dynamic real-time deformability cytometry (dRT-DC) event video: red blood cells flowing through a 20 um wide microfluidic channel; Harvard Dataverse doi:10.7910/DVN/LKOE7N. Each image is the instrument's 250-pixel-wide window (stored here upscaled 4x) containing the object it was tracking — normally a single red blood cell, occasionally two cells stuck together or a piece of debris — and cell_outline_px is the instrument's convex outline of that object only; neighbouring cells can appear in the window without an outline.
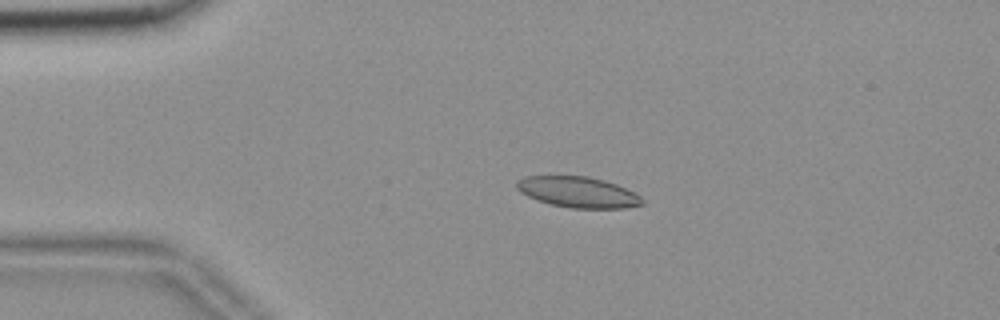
{"species": "common noctule bat (a hibernating species)", "species_latin": "Nyctalus noctula", "temperature_condition": "room temperature", "stored_images_in_passage": 56, "camera_frame_rate_fps": 3000, "um_per_image_px": 0.085, "animal": {"sex": "female", "body_mass_g": 18.4}, "frame": {"image": 1, "passage_image": 12, "time_ms": 3.667, "image_size_px": [1000, 320], "cell_outline_px": [[644, 204], [624, 208], [572, 208], [548, 204], [536, 200], [520, 192], [516, 188], [516, 180], [524, 176], [588, 176], [604, 180], [616, 184], [636, 192], [644, 200]], "centroid_in_image_um": [49.12, 16.33], "position_along_channel_um": 35.9, "area_um2": 22.77}}
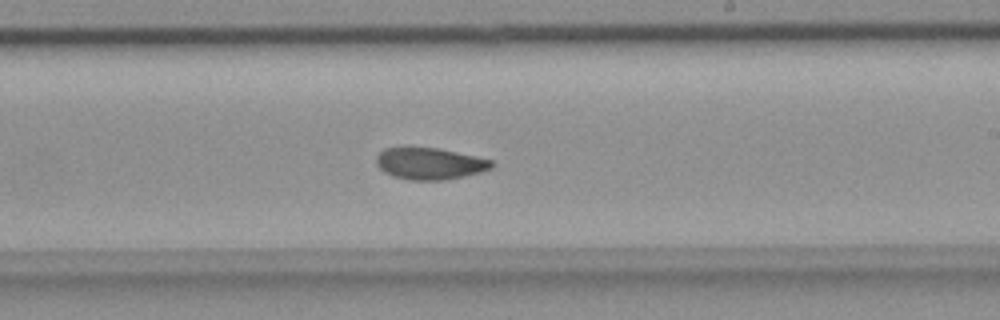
{"frame": {"image": 2, "passage_image": 33, "time_ms": 10.667, "image_size_px": [1000, 320], "cell_outline_px": [[496, 164], [492, 168], [480, 172], [464, 176], [444, 180], [408, 180], [392, 176], [384, 172], [376, 164], [376, 156], [384, 148], [404, 144], [440, 148], [492, 160]], "centroid_in_image_um": [36.47, 13.86], "position_along_channel_um": 252.5, "area_um2": 22.14}}
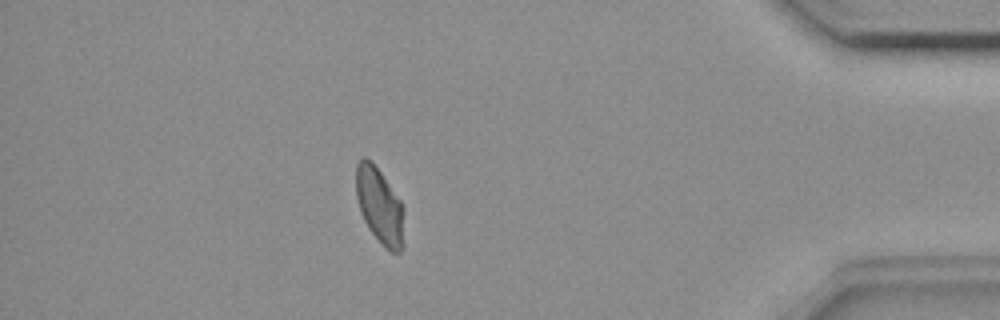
{"frame": {"image": 3, "passage_image": 49, "time_ms": 16.0, "image_size_px": [1000, 320], "cell_outline_px": [[404, 208], [400, 252], [392, 252], [368, 228], [360, 212], [356, 196], [356, 164], [364, 156], [380, 172], [400, 200]], "centroid_in_image_um": [32.23, 17.45], "position_along_channel_um": 403.0, "area_um2": 20.46}, "authors_computed_cell_mechanics": {"area_um2": 21.7906, "velocity_mm_per_s": 3.6403, "shape_relaxation_time_tau1_ms": null, "shape_relaxation_time_tau2_ms": 2.2121, "deformation_change_tau1": null, "deformation_change_tau2": 0.0605}}